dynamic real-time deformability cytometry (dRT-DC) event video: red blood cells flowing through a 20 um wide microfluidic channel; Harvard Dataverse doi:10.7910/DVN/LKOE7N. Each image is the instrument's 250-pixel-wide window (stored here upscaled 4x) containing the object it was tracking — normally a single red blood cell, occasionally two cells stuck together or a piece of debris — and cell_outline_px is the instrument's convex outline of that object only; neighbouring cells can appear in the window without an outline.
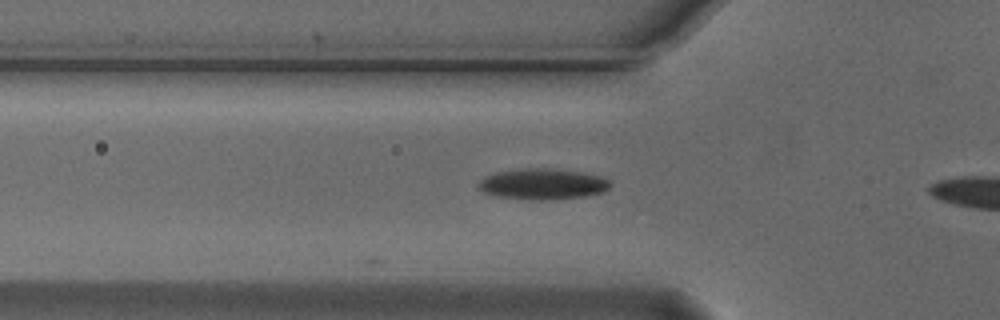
{"species": "Egyptian fruit bat (a non-hibernating species)", "species_latin": "Rousettus aegyptiacus", "temperature_condition": "cold", "stored_images_in_passage": 10, "camera_frame_rate_fps": 3000, "um_per_image_px": 0.085, "animal": {"sex": "male"}, "frame": {"image": 1, "passage_image": 10, "time_ms": 3.0, "image_size_px": [1000, 320], "cell_outline_px": [[612, 184], [604, 192], [584, 196], [552, 200], [532, 200], [496, 196], [484, 192], [476, 188], [476, 184], [484, 176], [496, 172], [520, 168], [552, 168], [580, 172], [604, 176]], "centroid_in_image_um": [46.11, 15.64], "position_along_channel_um": 79.7, "area_um2": 24.1}}